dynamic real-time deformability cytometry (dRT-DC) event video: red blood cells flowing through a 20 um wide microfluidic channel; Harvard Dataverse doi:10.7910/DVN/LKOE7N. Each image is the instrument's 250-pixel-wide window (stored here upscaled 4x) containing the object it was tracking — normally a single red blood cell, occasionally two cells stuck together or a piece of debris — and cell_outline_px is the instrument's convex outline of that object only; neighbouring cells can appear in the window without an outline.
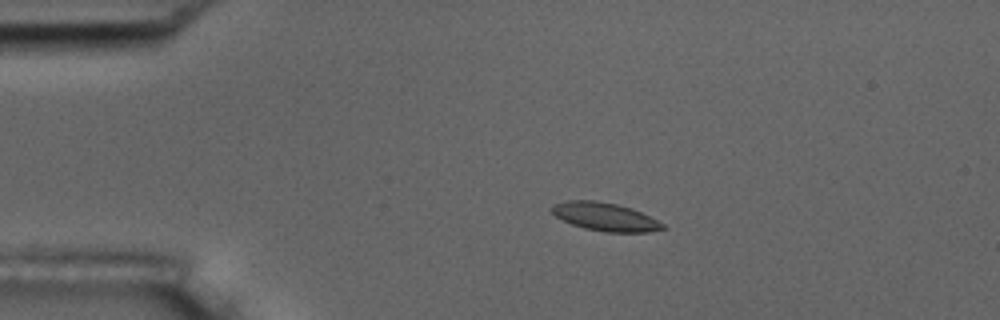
{"species": "common noctule bat (a hibernating species)", "species_latin": "Nyctalus noctula", "temperature_condition": "room temperature", "stored_images_in_passage": 6, "camera_frame_rate_fps": 3000, "um_per_image_px": 0.085, "animal": {"sex": "male", "body_mass_g": 17.5, "forearm_length_mm": 52.3}, "frame": {"image": 1, "passage_image": 4, "time_ms": 3.667, "image_size_px": [1000, 320], "cell_outline_px": [[668, 228], [648, 232], [604, 232], [584, 228], [572, 224], [556, 216], [548, 208], [556, 204], [568, 200], [596, 200], [616, 204], [632, 208], [664, 224]], "centroid_in_image_um": [51.43, 18.43], "position_along_channel_um": 33.6, "area_um2": 18.15}}